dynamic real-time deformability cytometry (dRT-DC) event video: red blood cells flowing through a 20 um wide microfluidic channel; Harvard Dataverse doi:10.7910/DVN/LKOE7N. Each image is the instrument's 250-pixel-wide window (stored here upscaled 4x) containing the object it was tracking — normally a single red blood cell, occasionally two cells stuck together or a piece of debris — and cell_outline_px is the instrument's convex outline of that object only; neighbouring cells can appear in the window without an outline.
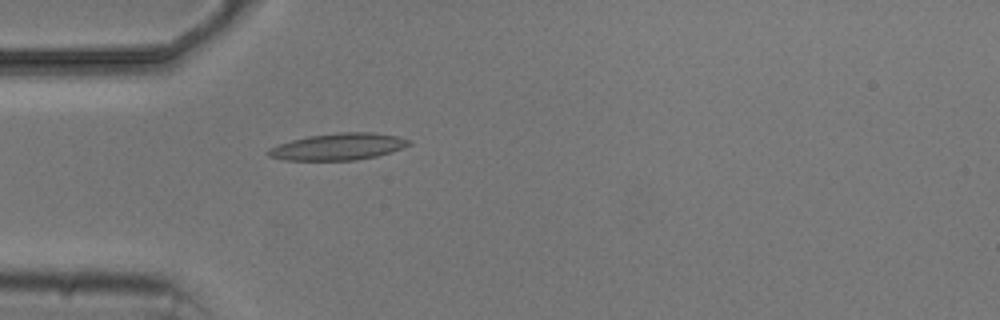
{"species": "common noctule bat (a hibernating species)", "species_latin": "Nyctalus noctula", "temperature_condition": "cold", "stored_images_in_passage": 1, "camera_frame_rate_fps": 3000, "um_per_image_px": 0.085, "animal": {"sex": "male", "body_mass_g": 20.5, "forearm_length_mm": 52.5}, "frame": {"image": 1, "passage_image": 1, "time_ms": 0.0, "image_size_px": [1000, 320], "cell_outline_px": [[412, 144], [376, 156], [356, 160], [284, 160], [268, 156], [264, 152], [268, 148], [292, 140], [308, 136], [340, 132], [372, 132], [400, 136], [412, 140]], "centroid_in_image_um": [28.74, 12.46], "position_along_channel_um": 56.3, "area_um2": 21.96}}